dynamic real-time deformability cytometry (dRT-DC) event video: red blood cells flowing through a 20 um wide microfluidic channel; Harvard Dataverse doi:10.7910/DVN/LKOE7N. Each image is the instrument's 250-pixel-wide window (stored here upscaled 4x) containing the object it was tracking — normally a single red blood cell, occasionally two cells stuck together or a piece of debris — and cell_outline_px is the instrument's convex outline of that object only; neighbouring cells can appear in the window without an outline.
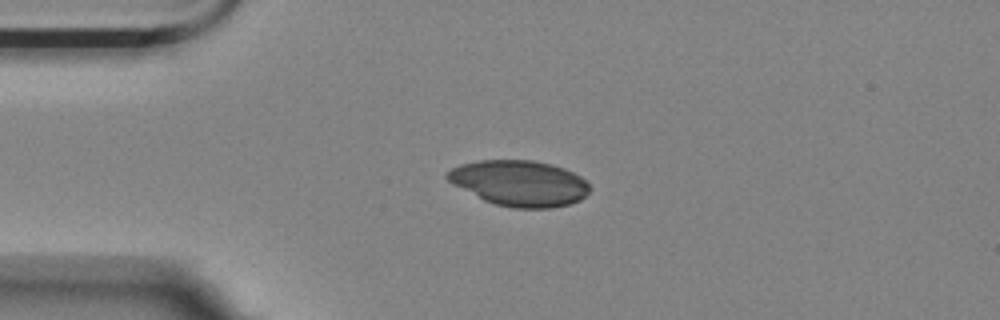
{"species": "Egyptian fruit bat (a non-hibernating species)", "species_latin": "Rousettus aegyptiacus", "temperature_condition": "room temperature", "stored_images_in_passage": 7, "camera_frame_rate_fps": 3000, "um_per_image_px": 0.085, "animal": {"sex": "female"}, "frame": {"image": 1, "passage_image": 1, "time_ms": 0.0, "image_size_px": [1000, 320], "cell_outline_px": [[588, 192], [580, 200], [568, 204], [552, 208], [512, 208], [496, 204], [484, 200], [452, 184], [444, 176], [444, 172], [460, 164], [476, 160], [532, 160], [552, 164], [564, 168], [580, 176], [588, 184]], "centroid_in_image_um": [44.11, 15.56], "position_along_channel_um": 40.9, "area_um2": 37.92}}